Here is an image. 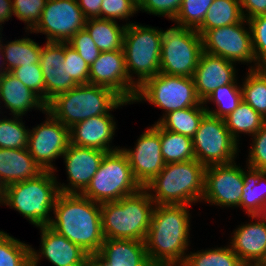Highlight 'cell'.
I'll return each instance as SVG.
<instances>
[{
  "label": "cell",
  "mask_w": 266,
  "mask_h": 266,
  "mask_svg": "<svg viewBox=\"0 0 266 266\" xmlns=\"http://www.w3.org/2000/svg\"><path fill=\"white\" fill-rule=\"evenodd\" d=\"M48 225L81 247L91 257L99 253L105 240L101 224V204L82 194L59 192Z\"/></svg>",
  "instance_id": "6da1fadb"
},
{
  "label": "cell",
  "mask_w": 266,
  "mask_h": 266,
  "mask_svg": "<svg viewBox=\"0 0 266 266\" xmlns=\"http://www.w3.org/2000/svg\"><path fill=\"white\" fill-rule=\"evenodd\" d=\"M189 205H155L145 239L152 265L182 266L190 228Z\"/></svg>",
  "instance_id": "7a4b0ae2"
},
{
  "label": "cell",
  "mask_w": 266,
  "mask_h": 266,
  "mask_svg": "<svg viewBox=\"0 0 266 266\" xmlns=\"http://www.w3.org/2000/svg\"><path fill=\"white\" fill-rule=\"evenodd\" d=\"M154 205L144 188L118 201L101 204L104 238L145 242Z\"/></svg>",
  "instance_id": "3957f363"
},
{
  "label": "cell",
  "mask_w": 266,
  "mask_h": 266,
  "mask_svg": "<svg viewBox=\"0 0 266 266\" xmlns=\"http://www.w3.org/2000/svg\"><path fill=\"white\" fill-rule=\"evenodd\" d=\"M205 168L196 159L167 163L144 189L155 205H191L202 200Z\"/></svg>",
  "instance_id": "277c9868"
},
{
  "label": "cell",
  "mask_w": 266,
  "mask_h": 266,
  "mask_svg": "<svg viewBox=\"0 0 266 266\" xmlns=\"http://www.w3.org/2000/svg\"><path fill=\"white\" fill-rule=\"evenodd\" d=\"M128 103L131 104L110 88L87 83L57 95L46 105V110L70 128L77 122L109 114L110 110Z\"/></svg>",
  "instance_id": "5b68a950"
},
{
  "label": "cell",
  "mask_w": 266,
  "mask_h": 266,
  "mask_svg": "<svg viewBox=\"0 0 266 266\" xmlns=\"http://www.w3.org/2000/svg\"><path fill=\"white\" fill-rule=\"evenodd\" d=\"M57 183L54 171H44L36 178L6 186L0 203L14 208L37 227L47 226L59 194Z\"/></svg>",
  "instance_id": "8992f818"
},
{
  "label": "cell",
  "mask_w": 266,
  "mask_h": 266,
  "mask_svg": "<svg viewBox=\"0 0 266 266\" xmlns=\"http://www.w3.org/2000/svg\"><path fill=\"white\" fill-rule=\"evenodd\" d=\"M126 24L123 40L125 66L129 79L139 88L147 79L160 73L163 30ZM131 72L137 74V81L134 82Z\"/></svg>",
  "instance_id": "52a82bcc"
},
{
  "label": "cell",
  "mask_w": 266,
  "mask_h": 266,
  "mask_svg": "<svg viewBox=\"0 0 266 266\" xmlns=\"http://www.w3.org/2000/svg\"><path fill=\"white\" fill-rule=\"evenodd\" d=\"M141 188L133 176L127 155L119 149L104 155L98 171L81 194L103 204L118 201Z\"/></svg>",
  "instance_id": "ba28073f"
},
{
  "label": "cell",
  "mask_w": 266,
  "mask_h": 266,
  "mask_svg": "<svg viewBox=\"0 0 266 266\" xmlns=\"http://www.w3.org/2000/svg\"><path fill=\"white\" fill-rule=\"evenodd\" d=\"M202 52V36L196 29L181 26L169 28L163 31L160 72L193 77Z\"/></svg>",
  "instance_id": "9c48e42d"
},
{
  "label": "cell",
  "mask_w": 266,
  "mask_h": 266,
  "mask_svg": "<svg viewBox=\"0 0 266 266\" xmlns=\"http://www.w3.org/2000/svg\"><path fill=\"white\" fill-rule=\"evenodd\" d=\"M142 100L166 110L165 115L179 109L204 105L197 96L193 77L172 76L161 72L147 79L138 88L133 102Z\"/></svg>",
  "instance_id": "30bf717a"
},
{
  "label": "cell",
  "mask_w": 266,
  "mask_h": 266,
  "mask_svg": "<svg viewBox=\"0 0 266 266\" xmlns=\"http://www.w3.org/2000/svg\"><path fill=\"white\" fill-rule=\"evenodd\" d=\"M195 159L205 167L235 162L238 142L222 118L206 113L192 138Z\"/></svg>",
  "instance_id": "8fae6325"
},
{
  "label": "cell",
  "mask_w": 266,
  "mask_h": 266,
  "mask_svg": "<svg viewBox=\"0 0 266 266\" xmlns=\"http://www.w3.org/2000/svg\"><path fill=\"white\" fill-rule=\"evenodd\" d=\"M87 18L77 0H48L31 33H43L50 42H68L82 30Z\"/></svg>",
  "instance_id": "7c38bea8"
},
{
  "label": "cell",
  "mask_w": 266,
  "mask_h": 266,
  "mask_svg": "<svg viewBox=\"0 0 266 266\" xmlns=\"http://www.w3.org/2000/svg\"><path fill=\"white\" fill-rule=\"evenodd\" d=\"M244 22L248 20L208 30L202 36L203 51L234 63L256 62L251 31L245 30Z\"/></svg>",
  "instance_id": "4fadbf2b"
},
{
  "label": "cell",
  "mask_w": 266,
  "mask_h": 266,
  "mask_svg": "<svg viewBox=\"0 0 266 266\" xmlns=\"http://www.w3.org/2000/svg\"><path fill=\"white\" fill-rule=\"evenodd\" d=\"M45 112L49 117L29 132L27 149L44 171H54L53 160L62 156L70 144V128Z\"/></svg>",
  "instance_id": "5bb4252c"
},
{
  "label": "cell",
  "mask_w": 266,
  "mask_h": 266,
  "mask_svg": "<svg viewBox=\"0 0 266 266\" xmlns=\"http://www.w3.org/2000/svg\"><path fill=\"white\" fill-rule=\"evenodd\" d=\"M243 186V170L236 163L207 166L202 199L212 205L238 207Z\"/></svg>",
  "instance_id": "9a60e30c"
},
{
  "label": "cell",
  "mask_w": 266,
  "mask_h": 266,
  "mask_svg": "<svg viewBox=\"0 0 266 266\" xmlns=\"http://www.w3.org/2000/svg\"><path fill=\"white\" fill-rule=\"evenodd\" d=\"M89 83L110 88L130 103L135 100L138 90L127 74L123 49L100 52L90 65Z\"/></svg>",
  "instance_id": "2e32d148"
},
{
  "label": "cell",
  "mask_w": 266,
  "mask_h": 266,
  "mask_svg": "<svg viewBox=\"0 0 266 266\" xmlns=\"http://www.w3.org/2000/svg\"><path fill=\"white\" fill-rule=\"evenodd\" d=\"M135 180L144 188L166 164L161 151L160 125L155 123L137 140L134 150L122 148Z\"/></svg>",
  "instance_id": "e0dca14e"
},
{
  "label": "cell",
  "mask_w": 266,
  "mask_h": 266,
  "mask_svg": "<svg viewBox=\"0 0 266 266\" xmlns=\"http://www.w3.org/2000/svg\"><path fill=\"white\" fill-rule=\"evenodd\" d=\"M106 153L100 149L81 147L70 143L62 155L66 163L67 178L70 182L69 185L65 186L59 184V192L81 194L98 171Z\"/></svg>",
  "instance_id": "ac0fdd59"
},
{
  "label": "cell",
  "mask_w": 266,
  "mask_h": 266,
  "mask_svg": "<svg viewBox=\"0 0 266 266\" xmlns=\"http://www.w3.org/2000/svg\"><path fill=\"white\" fill-rule=\"evenodd\" d=\"M65 42H50L42 47L40 67L45 85V104L78 84L71 78L64 61Z\"/></svg>",
  "instance_id": "d6986e66"
},
{
  "label": "cell",
  "mask_w": 266,
  "mask_h": 266,
  "mask_svg": "<svg viewBox=\"0 0 266 266\" xmlns=\"http://www.w3.org/2000/svg\"><path fill=\"white\" fill-rule=\"evenodd\" d=\"M40 255L31 247V266H37L42 256L54 266H83L91 256L65 236L58 234L50 226H40Z\"/></svg>",
  "instance_id": "ffe728a7"
},
{
  "label": "cell",
  "mask_w": 266,
  "mask_h": 266,
  "mask_svg": "<svg viewBox=\"0 0 266 266\" xmlns=\"http://www.w3.org/2000/svg\"><path fill=\"white\" fill-rule=\"evenodd\" d=\"M235 74L233 62L203 51L193 75L198 98L204 102L218 87L236 83Z\"/></svg>",
  "instance_id": "44dd1931"
},
{
  "label": "cell",
  "mask_w": 266,
  "mask_h": 266,
  "mask_svg": "<svg viewBox=\"0 0 266 266\" xmlns=\"http://www.w3.org/2000/svg\"><path fill=\"white\" fill-rule=\"evenodd\" d=\"M249 217L260 222L235 229L230 246L246 266H259L266 257V215Z\"/></svg>",
  "instance_id": "7402d4cb"
},
{
  "label": "cell",
  "mask_w": 266,
  "mask_h": 266,
  "mask_svg": "<svg viewBox=\"0 0 266 266\" xmlns=\"http://www.w3.org/2000/svg\"><path fill=\"white\" fill-rule=\"evenodd\" d=\"M115 125L110 113L77 122L70 127V143L100 149L107 153L119 150L120 147L113 149L109 145L115 134Z\"/></svg>",
  "instance_id": "603a6c76"
},
{
  "label": "cell",
  "mask_w": 266,
  "mask_h": 266,
  "mask_svg": "<svg viewBox=\"0 0 266 266\" xmlns=\"http://www.w3.org/2000/svg\"><path fill=\"white\" fill-rule=\"evenodd\" d=\"M91 258L99 266H152L145 242L138 240L105 239Z\"/></svg>",
  "instance_id": "cb8c5ba5"
},
{
  "label": "cell",
  "mask_w": 266,
  "mask_h": 266,
  "mask_svg": "<svg viewBox=\"0 0 266 266\" xmlns=\"http://www.w3.org/2000/svg\"><path fill=\"white\" fill-rule=\"evenodd\" d=\"M43 172L44 170L34 160L27 148H0V181L5 187L36 178Z\"/></svg>",
  "instance_id": "d4e9b609"
},
{
  "label": "cell",
  "mask_w": 266,
  "mask_h": 266,
  "mask_svg": "<svg viewBox=\"0 0 266 266\" xmlns=\"http://www.w3.org/2000/svg\"><path fill=\"white\" fill-rule=\"evenodd\" d=\"M0 99L4 102L5 108L20 118L29 109L38 108L42 112L46 111L43 100L10 72L0 77Z\"/></svg>",
  "instance_id": "484cf974"
},
{
  "label": "cell",
  "mask_w": 266,
  "mask_h": 266,
  "mask_svg": "<svg viewBox=\"0 0 266 266\" xmlns=\"http://www.w3.org/2000/svg\"><path fill=\"white\" fill-rule=\"evenodd\" d=\"M247 168L248 173L243 170L244 186L239 206L246 209L248 216L266 215V171ZM262 181L265 188L259 186Z\"/></svg>",
  "instance_id": "4316f807"
},
{
  "label": "cell",
  "mask_w": 266,
  "mask_h": 266,
  "mask_svg": "<svg viewBox=\"0 0 266 266\" xmlns=\"http://www.w3.org/2000/svg\"><path fill=\"white\" fill-rule=\"evenodd\" d=\"M114 20L89 18L85 29L101 52L123 49L126 25L120 27Z\"/></svg>",
  "instance_id": "83f0119b"
},
{
  "label": "cell",
  "mask_w": 266,
  "mask_h": 266,
  "mask_svg": "<svg viewBox=\"0 0 266 266\" xmlns=\"http://www.w3.org/2000/svg\"><path fill=\"white\" fill-rule=\"evenodd\" d=\"M2 49L4 61L6 59L7 61L5 63L3 61L2 65H0V77L18 66L39 64L42 46H39L38 43L30 38H22L10 41L6 45L4 44V46L2 44ZM3 64H7V67L2 69Z\"/></svg>",
  "instance_id": "f1b7e54d"
},
{
  "label": "cell",
  "mask_w": 266,
  "mask_h": 266,
  "mask_svg": "<svg viewBox=\"0 0 266 266\" xmlns=\"http://www.w3.org/2000/svg\"><path fill=\"white\" fill-rule=\"evenodd\" d=\"M244 19L239 0H214L196 31L203 36L208 30L240 23Z\"/></svg>",
  "instance_id": "f546056e"
},
{
  "label": "cell",
  "mask_w": 266,
  "mask_h": 266,
  "mask_svg": "<svg viewBox=\"0 0 266 266\" xmlns=\"http://www.w3.org/2000/svg\"><path fill=\"white\" fill-rule=\"evenodd\" d=\"M206 113V108L203 106L179 109L163 115L157 123L163 129L193 138Z\"/></svg>",
  "instance_id": "4dcf8cb0"
},
{
  "label": "cell",
  "mask_w": 266,
  "mask_h": 266,
  "mask_svg": "<svg viewBox=\"0 0 266 266\" xmlns=\"http://www.w3.org/2000/svg\"><path fill=\"white\" fill-rule=\"evenodd\" d=\"M252 67L241 87L242 100L266 119V67Z\"/></svg>",
  "instance_id": "1f68e13d"
},
{
  "label": "cell",
  "mask_w": 266,
  "mask_h": 266,
  "mask_svg": "<svg viewBox=\"0 0 266 266\" xmlns=\"http://www.w3.org/2000/svg\"><path fill=\"white\" fill-rule=\"evenodd\" d=\"M224 121L231 136L237 142L240 132L253 136L266 123V119L243 100L232 113L224 118Z\"/></svg>",
  "instance_id": "d6a6232c"
},
{
  "label": "cell",
  "mask_w": 266,
  "mask_h": 266,
  "mask_svg": "<svg viewBox=\"0 0 266 266\" xmlns=\"http://www.w3.org/2000/svg\"><path fill=\"white\" fill-rule=\"evenodd\" d=\"M161 151L165 163L195 159L192 138L163 129L160 126Z\"/></svg>",
  "instance_id": "836d02e7"
},
{
  "label": "cell",
  "mask_w": 266,
  "mask_h": 266,
  "mask_svg": "<svg viewBox=\"0 0 266 266\" xmlns=\"http://www.w3.org/2000/svg\"><path fill=\"white\" fill-rule=\"evenodd\" d=\"M182 266H246L229 246L187 254Z\"/></svg>",
  "instance_id": "e575fe53"
},
{
  "label": "cell",
  "mask_w": 266,
  "mask_h": 266,
  "mask_svg": "<svg viewBox=\"0 0 266 266\" xmlns=\"http://www.w3.org/2000/svg\"><path fill=\"white\" fill-rule=\"evenodd\" d=\"M213 101L217 105L216 110H209L206 107V111L215 117L224 119L230 113H232L242 101L241 87L237 86V83L226 84L222 87H218L214 92L205 99L204 104Z\"/></svg>",
  "instance_id": "d590c367"
},
{
  "label": "cell",
  "mask_w": 266,
  "mask_h": 266,
  "mask_svg": "<svg viewBox=\"0 0 266 266\" xmlns=\"http://www.w3.org/2000/svg\"><path fill=\"white\" fill-rule=\"evenodd\" d=\"M0 266H31V246L6 233L0 239Z\"/></svg>",
  "instance_id": "8d00e7d4"
},
{
  "label": "cell",
  "mask_w": 266,
  "mask_h": 266,
  "mask_svg": "<svg viewBox=\"0 0 266 266\" xmlns=\"http://www.w3.org/2000/svg\"><path fill=\"white\" fill-rule=\"evenodd\" d=\"M14 116L12 119H0V148L25 149L28 146L29 132L24 123ZM19 119V120H18Z\"/></svg>",
  "instance_id": "74e56055"
},
{
  "label": "cell",
  "mask_w": 266,
  "mask_h": 266,
  "mask_svg": "<svg viewBox=\"0 0 266 266\" xmlns=\"http://www.w3.org/2000/svg\"><path fill=\"white\" fill-rule=\"evenodd\" d=\"M214 0H183L181 9L174 19L177 26L197 29L204 21L208 8Z\"/></svg>",
  "instance_id": "f35d334b"
},
{
  "label": "cell",
  "mask_w": 266,
  "mask_h": 266,
  "mask_svg": "<svg viewBox=\"0 0 266 266\" xmlns=\"http://www.w3.org/2000/svg\"><path fill=\"white\" fill-rule=\"evenodd\" d=\"M256 68L266 67V14L248 19Z\"/></svg>",
  "instance_id": "ab89813d"
},
{
  "label": "cell",
  "mask_w": 266,
  "mask_h": 266,
  "mask_svg": "<svg viewBox=\"0 0 266 266\" xmlns=\"http://www.w3.org/2000/svg\"><path fill=\"white\" fill-rule=\"evenodd\" d=\"M10 73L36 93L45 103V85L40 64L21 65L11 70Z\"/></svg>",
  "instance_id": "60d3db41"
},
{
  "label": "cell",
  "mask_w": 266,
  "mask_h": 266,
  "mask_svg": "<svg viewBox=\"0 0 266 266\" xmlns=\"http://www.w3.org/2000/svg\"><path fill=\"white\" fill-rule=\"evenodd\" d=\"M48 0H12L14 15L32 30L41 18Z\"/></svg>",
  "instance_id": "b9f144b4"
},
{
  "label": "cell",
  "mask_w": 266,
  "mask_h": 266,
  "mask_svg": "<svg viewBox=\"0 0 266 266\" xmlns=\"http://www.w3.org/2000/svg\"><path fill=\"white\" fill-rule=\"evenodd\" d=\"M71 78L79 84L89 83V66L77 51L65 42L64 61Z\"/></svg>",
  "instance_id": "7bdbcfd3"
},
{
  "label": "cell",
  "mask_w": 266,
  "mask_h": 266,
  "mask_svg": "<svg viewBox=\"0 0 266 266\" xmlns=\"http://www.w3.org/2000/svg\"><path fill=\"white\" fill-rule=\"evenodd\" d=\"M138 11V5L132 0H103L100 8V19H128ZM103 15V16H102Z\"/></svg>",
  "instance_id": "ee69618b"
},
{
  "label": "cell",
  "mask_w": 266,
  "mask_h": 266,
  "mask_svg": "<svg viewBox=\"0 0 266 266\" xmlns=\"http://www.w3.org/2000/svg\"><path fill=\"white\" fill-rule=\"evenodd\" d=\"M67 43L77 51L89 67L101 52L85 28L73 35Z\"/></svg>",
  "instance_id": "f6af8a7d"
},
{
  "label": "cell",
  "mask_w": 266,
  "mask_h": 266,
  "mask_svg": "<svg viewBox=\"0 0 266 266\" xmlns=\"http://www.w3.org/2000/svg\"><path fill=\"white\" fill-rule=\"evenodd\" d=\"M183 0H143L138 6V10H144L154 15H162L173 20L178 15Z\"/></svg>",
  "instance_id": "bcb514c9"
},
{
  "label": "cell",
  "mask_w": 266,
  "mask_h": 266,
  "mask_svg": "<svg viewBox=\"0 0 266 266\" xmlns=\"http://www.w3.org/2000/svg\"><path fill=\"white\" fill-rule=\"evenodd\" d=\"M248 167L266 171V123L253 135Z\"/></svg>",
  "instance_id": "7dc6e473"
},
{
  "label": "cell",
  "mask_w": 266,
  "mask_h": 266,
  "mask_svg": "<svg viewBox=\"0 0 266 266\" xmlns=\"http://www.w3.org/2000/svg\"><path fill=\"white\" fill-rule=\"evenodd\" d=\"M245 19L266 14V0H239ZM245 8L246 12L243 10ZM246 13V14H245Z\"/></svg>",
  "instance_id": "c3c4849f"
},
{
  "label": "cell",
  "mask_w": 266,
  "mask_h": 266,
  "mask_svg": "<svg viewBox=\"0 0 266 266\" xmlns=\"http://www.w3.org/2000/svg\"><path fill=\"white\" fill-rule=\"evenodd\" d=\"M103 0H77L78 6L82 9L85 17L100 18V8Z\"/></svg>",
  "instance_id": "681fc988"
},
{
  "label": "cell",
  "mask_w": 266,
  "mask_h": 266,
  "mask_svg": "<svg viewBox=\"0 0 266 266\" xmlns=\"http://www.w3.org/2000/svg\"><path fill=\"white\" fill-rule=\"evenodd\" d=\"M13 14L12 0H0V26L2 22L8 21Z\"/></svg>",
  "instance_id": "f907efd6"
},
{
  "label": "cell",
  "mask_w": 266,
  "mask_h": 266,
  "mask_svg": "<svg viewBox=\"0 0 266 266\" xmlns=\"http://www.w3.org/2000/svg\"><path fill=\"white\" fill-rule=\"evenodd\" d=\"M83 266H99L92 258H90Z\"/></svg>",
  "instance_id": "816d5d0a"
},
{
  "label": "cell",
  "mask_w": 266,
  "mask_h": 266,
  "mask_svg": "<svg viewBox=\"0 0 266 266\" xmlns=\"http://www.w3.org/2000/svg\"><path fill=\"white\" fill-rule=\"evenodd\" d=\"M5 186L1 183L0 181V196L2 195V193L4 192Z\"/></svg>",
  "instance_id": "f5cc1de1"
},
{
  "label": "cell",
  "mask_w": 266,
  "mask_h": 266,
  "mask_svg": "<svg viewBox=\"0 0 266 266\" xmlns=\"http://www.w3.org/2000/svg\"><path fill=\"white\" fill-rule=\"evenodd\" d=\"M0 35H1V33H0ZM1 38H2V36L0 37V55H2V56H4L3 54V49H2V42H1ZM2 53V54H1Z\"/></svg>",
  "instance_id": "db71d44e"
},
{
  "label": "cell",
  "mask_w": 266,
  "mask_h": 266,
  "mask_svg": "<svg viewBox=\"0 0 266 266\" xmlns=\"http://www.w3.org/2000/svg\"><path fill=\"white\" fill-rule=\"evenodd\" d=\"M136 5H140L143 0H132Z\"/></svg>",
  "instance_id": "11a10c76"
},
{
  "label": "cell",
  "mask_w": 266,
  "mask_h": 266,
  "mask_svg": "<svg viewBox=\"0 0 266 266\" xmlns=\"http://www.w3.org/2000/svg\"><path fill=\"white\" fill-rule=\"evenodd\" d=\"M259 266H266V257L265 259L261 262V264Z\"/></svg>",
  "instance_id": "9f6ffc18"
},
{
  "label": "cell",
  "mask_w": 266,
  "mask_h": 266,
  "mask_svg": "<svg viewBox=\"0 0 266 266\" xmlns=\"http://www.w3.org/2000/svg\"><path fill=\"white\" fill-rule=\"evenodd\" d=\"M6 233L3 231H0V239L5 235Z\"/></svg>",
  "instance_id": "6f0895ef"
},
{
  "label": "cell",
  "mask_w": 266,
  "mask_h": 266,
  "mask_svg": "<svg viewBox=\"0 0 266 266\" xmlns=\"http://www.w3.org/2000/svg\"><path fill=\"white\" fill-rule=\"evenodd\" d=\"M152 266H177V265H152Z\"/></svg>",
  "instance_id": "680465c9"
}]
</instances>
